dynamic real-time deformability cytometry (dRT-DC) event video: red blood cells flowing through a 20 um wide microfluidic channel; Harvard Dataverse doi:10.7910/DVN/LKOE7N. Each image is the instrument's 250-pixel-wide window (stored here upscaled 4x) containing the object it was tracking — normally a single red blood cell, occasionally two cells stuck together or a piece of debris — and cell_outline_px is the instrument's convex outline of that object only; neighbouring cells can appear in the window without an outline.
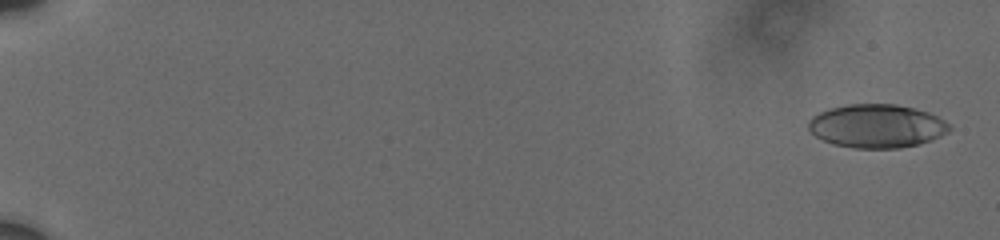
{"species": "human", "species_latin": "Homo sapiens", "temperature_condition": "cold", "stored_images_in_passage": 8, "camera_frame_rate_fps": 3000, "um_per_image_px": 0.085, "donor": {"sex": "male"}, "frame": {"image": 1, "passage_image": 1, "time_ms": 0.0, "image_size_px": [1000, 240], "cell_outline_px": [[952, 128], [948, 132], [940, 136], [916, 144], [900, 148], [856, 148], [832, 144], [816, 136], [808, 128], [808, 120], [812, 116], [828, 108], [848, 104], [896, 104], [928, 112], [944, 120]], "centroid_in_image_um": [74.49, 10.7], "position_along_channel_um": 10.5, "area_um2": 35.55}}
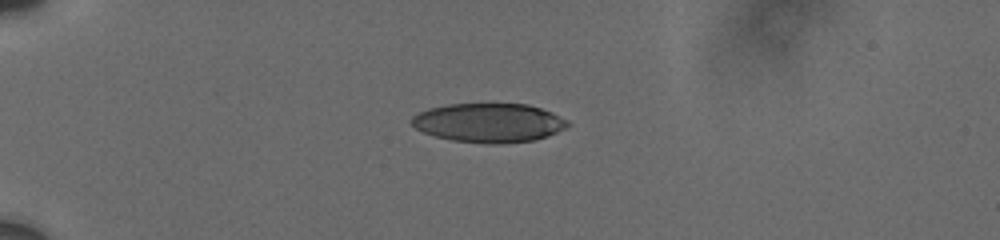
{"frame": {"image": 2, "passage_image": 7, "time_ms": 5.0, "image_size_px": [1000, 240], "cell_outline_px": [[572, 124], [548, 136], [536, 140], [500, 144], [452, 140], [436, 136], [424, 132], [416, 128], [412, 124], [412, 116], [428, 108], [448, 104], [528, 104], [552, 112], [568, 120]], "centroid_in_image_um": [41.59, 10.43], "position_along_channel_um": 43.4, "area_um2": 35.37}}